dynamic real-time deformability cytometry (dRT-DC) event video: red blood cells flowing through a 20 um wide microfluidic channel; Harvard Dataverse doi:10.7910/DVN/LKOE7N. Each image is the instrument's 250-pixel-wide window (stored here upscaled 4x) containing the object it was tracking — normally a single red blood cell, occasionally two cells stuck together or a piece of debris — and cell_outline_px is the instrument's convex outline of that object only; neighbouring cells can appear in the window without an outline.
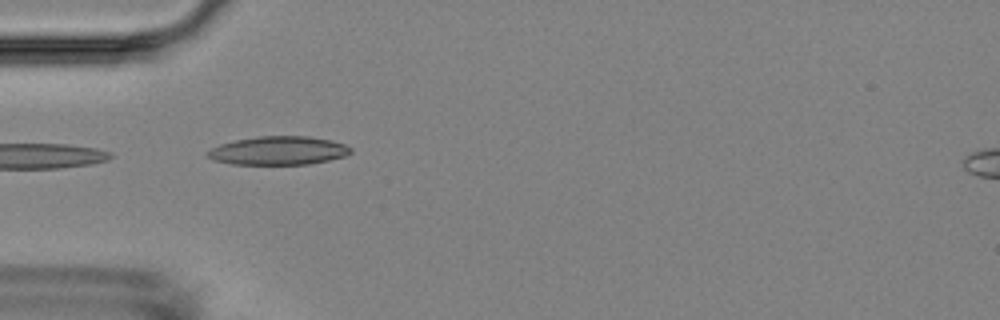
{"species": "Egyptian fruit bat (a non-hibernating species)", "species_latin": "Rousettus aegyptiacus", "temperature_condition": "room temperature", "stored_images_in_passage": 4, "camera_frame_rate_fps": 3000, "um_per_image_px": 0.085, "animal": {"sex": "female"}, "frame": {"image": 1, "passage_image": 3, "time_ms": 2.333, "image_size_px": [1000, 320], "cell_outline_px": [[352, 152], [344, 156], [328, 160], [308, 164], [232, 164], [212, 160], [204, 156], [204, 152], [220, 144], [236, 140], [256, 136], [308, 136], [332, 140], [344, 144], [352, 148]], "centroid_in_image_um": [23.62, 12.8], "position_along_channel_um": 61.4, "area_um2": 23.93}}